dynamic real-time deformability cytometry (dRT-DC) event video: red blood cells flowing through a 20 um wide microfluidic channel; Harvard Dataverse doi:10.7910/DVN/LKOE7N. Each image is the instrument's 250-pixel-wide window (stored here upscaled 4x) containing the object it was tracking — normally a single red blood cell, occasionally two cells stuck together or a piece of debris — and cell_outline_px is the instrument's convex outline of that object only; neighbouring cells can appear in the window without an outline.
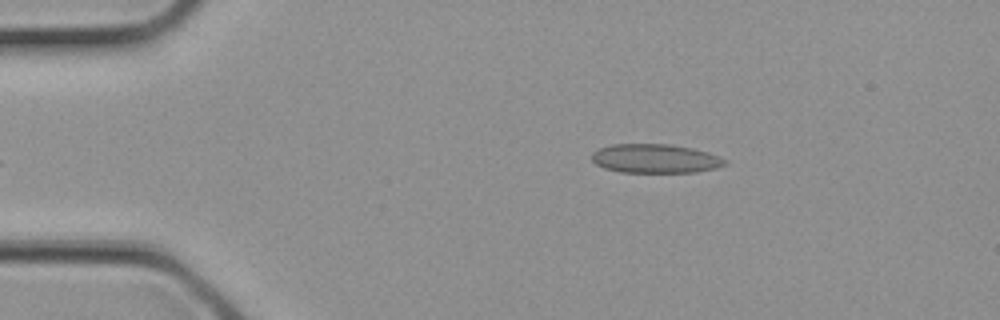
{"species": "common noctule bat (a hibernating species)", "species_latin": "Nyctalus noctula", "temperature_condition": "cold", "stored_images_in_passage": 3, "camera_frame_rate_fps": 3000, "um_per_image_px": 0.085, "animal": {"sex": "female", "body_mass_g": 21.9}, "frame": {"image": 1, "passage_image": 3, "time_ms": 0.667, "image_size_px": [1000, 320], "cell_outline_px": [[728, 164], [716, 168], [696, 172], [620, 172], [604, 168], [596, 164], [592, 160], [592, 152], [600, 148], [612, 144], [672, 144], [692, 148], [708, 152], [720, 156], [728, 160]], "centroid_in_image_um": [55.73, 13.47], "position_along_channel_um": 29.3, "area_um2": 22.66}}